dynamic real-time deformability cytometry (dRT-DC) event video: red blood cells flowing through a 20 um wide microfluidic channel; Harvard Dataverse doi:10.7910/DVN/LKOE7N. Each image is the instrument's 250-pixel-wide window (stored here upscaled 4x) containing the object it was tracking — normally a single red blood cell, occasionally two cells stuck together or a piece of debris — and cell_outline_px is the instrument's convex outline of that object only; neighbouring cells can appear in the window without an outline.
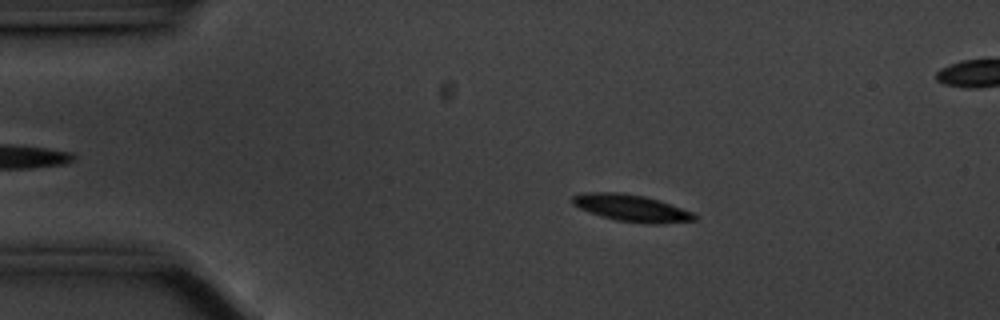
{"species": "common noctule bat (a hibernating species)", "species_latin": "Nyctalus noctula", "temperature_condition": "cold", "stored_images_in_passage": 49, "camera_frame_rate_fps": 3000, "um_per_image_px": 0.085, "animal": {"sex": "male", "body_mass_g": 20.1, "forearm_length_mm": 53.5}, "frame": {"image": 1, "passage_image": 10, "time_ms": 3.0, "image_size_px": [1000, 320], "cell_outline_px": [[696, 220], [660, 224], [648, 224], [616, 220], [580, 208], [572, 204], [572, 196], [584, 192], [620, 192], [644, 196], [692, 212], [696, 216]], "centroid_in_image_um": [53.66, 17.68], "position_along_channel_um": 31.3, "area_um2": 18.73}}
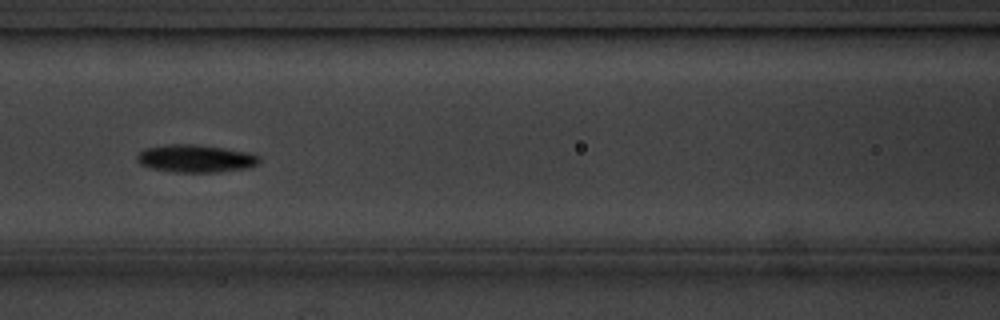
{"frame": {"image": 2, "passage_image": 24, "time_ms": 7.667, "image_size_px": [1000, 320], "cell_outline_px": [[260, 160], [252, 168], [220, 172], [176, 172], [152, 168], [140, 164], [136, 160], [136, 156], [144, 148], [168, 144], [196, 144], [252, 152], [260, 156]], "centroid_in_image_um": [16.67, 13.47], "position_along_channel_um": 149.9, "area_um2": 20.0}}
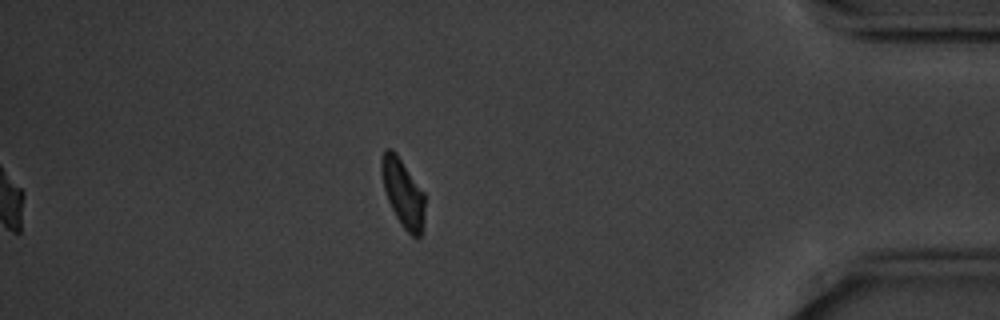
{"frame": {"image": 3, "passage_image": 49, "time_ms": 16.0, "image_size_px": [1000, 320], "cell_outline_px": [[424, 216], [420, 236], [416, 240], [404, 228], [396, 216], [388, 200], [384, 188], [380, 168], [380, 160], [384, 148], [392, 148], [396, 152], [424, 192]], "centroid_in_image_um": [34.23, 16.35], "position_along_channel_um": 401.0, "area_um2": 17.17}, "authors_computed_cell_mechanics": {"area_um2": 18.3226, "velocity_mm_per_s": 3.4997, "shape_relaxation_time_tau1_ms": 1.8041, "shape_relaxation_time_tau2_ms": null, "deformation_change_tau1": 0.1476, "deformation_change_tau2": null}}